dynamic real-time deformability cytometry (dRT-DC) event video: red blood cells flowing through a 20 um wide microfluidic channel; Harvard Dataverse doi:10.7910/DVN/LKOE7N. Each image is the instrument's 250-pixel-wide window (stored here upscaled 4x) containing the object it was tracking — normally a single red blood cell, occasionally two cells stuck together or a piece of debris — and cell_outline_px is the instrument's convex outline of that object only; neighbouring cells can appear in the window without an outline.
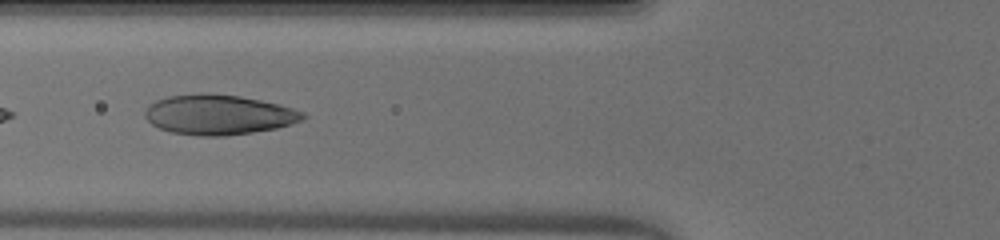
{"species": "human", "species_latin": "Homo sapiens", "temperature_condition": "warm", "stored_images_in_passage": 27, "segment_of_instrument_passage": [2, 2], "camera_frame_rate_fps": 3000, "um_per_image_px": 0.085, "donor": {"sex": "male"}, "frame": {"image": 1, "passage_image": 19, "time_ms": 6.0, "image_size_px": [1000, 240], "cell_outline_px": [[308, 116], [304, 120], [292, 124], [276, 128], [228, 136], [196, 136], [172, 132], [160, 128], [152, 124], [144, 116], [144, 112], [148, 104], [156, 100], [168, 96], [200, 92], [208, 92], [240, 96], [280, 104], [304, 112]], "centroid_in_image_um": [18.59, 9.74], "position_along_channel_um": 107.2, "area_um2": 37.28}}
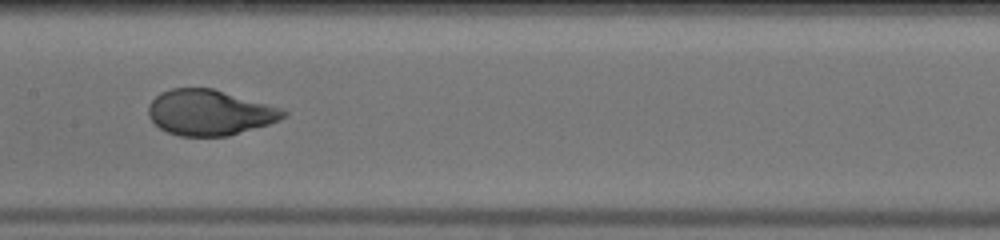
{"frame": {"image": 2, "passage_image": 25, "time_ms": 8.0, "image_size_px": [1000, 240], "cell_outline_px": [[288, 112], [280, 120], [268, 124], [228, 136], [180, 136], [168, 132], [160, 128], [148, 116], [148, 104], [160, 92], [172, 88], [212, 88], [280, 108]], "centroid_in_image_um": [17.78, 9.57], "position_along_channel_um": 189.6, "area_um2": 35.49}}